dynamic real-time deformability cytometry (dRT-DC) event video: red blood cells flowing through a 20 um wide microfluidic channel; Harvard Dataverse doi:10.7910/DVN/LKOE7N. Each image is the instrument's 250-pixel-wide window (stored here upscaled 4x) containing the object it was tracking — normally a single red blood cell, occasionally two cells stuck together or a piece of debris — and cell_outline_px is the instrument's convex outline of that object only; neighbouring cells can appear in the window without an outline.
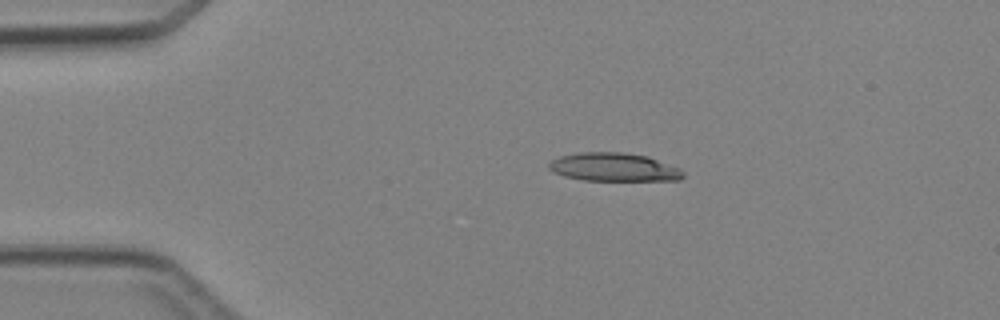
{"species": "Egyptian fruit bat (a non-hibernating species)", "species_latin": "Rousettus aegyptiacus", "temperature_condition": "cold", "stored_images_in_passage": 5, "camera_frame_rate_fps": 3000, "um_per_image_px": 0.085, "animal": {"sex": "female"}, "frame": {"image": 1, "passage_image": 5, "time_ms": 4.333, "image_size_px": [1000, 320], "cell_outline_px": [[684, 176], [680, 180], [584, 180], [564, 176], [552, 172], [548, 168], [548, 164], [552, 160], [560, 156], [580, 152], [624, 152], [648, 156], [680, 168], [684, 172]], "centroid_in_image_um": [52.18, 14.2], "position_along_channel_um": 32.8, "area_um2": 22.25}}